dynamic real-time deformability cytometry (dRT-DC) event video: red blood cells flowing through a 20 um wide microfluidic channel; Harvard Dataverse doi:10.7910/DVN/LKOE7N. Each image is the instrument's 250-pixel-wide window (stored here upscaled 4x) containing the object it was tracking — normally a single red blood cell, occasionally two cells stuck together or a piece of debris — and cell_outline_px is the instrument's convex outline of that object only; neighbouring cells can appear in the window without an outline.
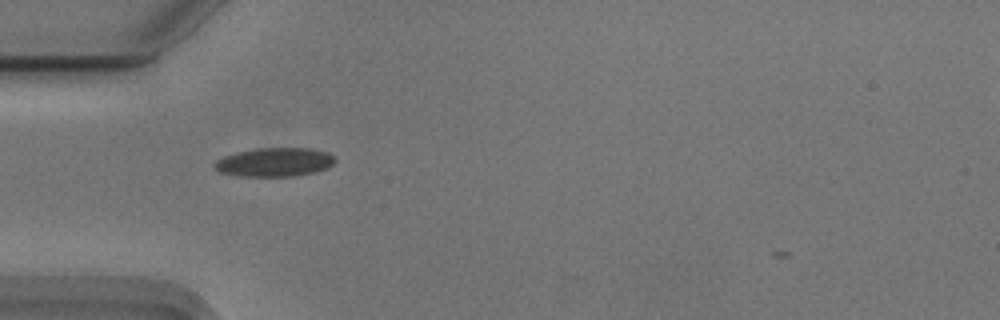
{"species": "Egyptian fruit bat (a non-hibernating species)", "species_latin": "Rousettus aegyptiacus", "temperature_condition": "cold", "stored_images_in_passage": 41, "camera_frame_rate_fps": 3000, "um_per_image_px": 0.085, "animal": {"sex": "male"}, "frame": {"image": 1, "passage_image": 6, "time_ms": 1.667, "image_size_px": [1000, 320], "cell_outline_px": [[336, 160], [332, 164], [324, 168], [312, 172], [292, 176], [240, 176], [220, 172], [212, 164], [216, 160], [224, 156], [240, 152], [260, 148], [312, 148], [328, 152]], "centroid_in_image_um": [23.32, 13.77], "position_along_channel_um": 61.7, "area_um2": 19.88}}
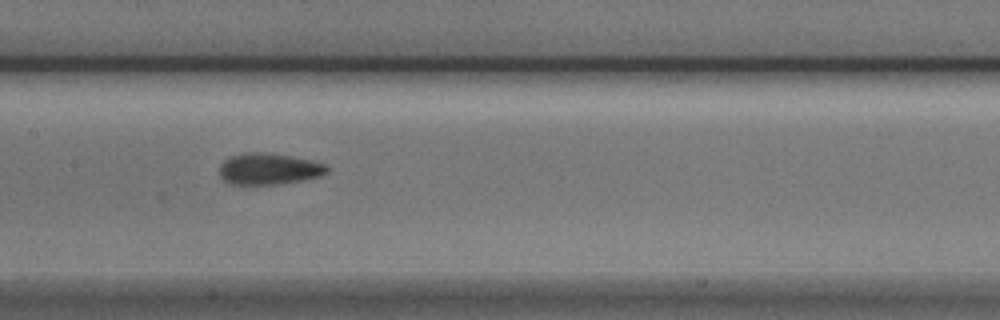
{"frame": {"image": 2, "passage_image": 16, "time_ms": 5.0, "image_size_px": [1000, 320], "cell_outline_px": [[328, 172], [320, 176], [304, 180], [276, 184], [228, 184], [220, 176], [220, 164], [224, 160], [232, 156], [256, 152], [288, 156], [308, 160], [324, 164], [328, 168]], "centroid_in_image_um": [22.83, 14.38], "position_along_channel_um": 184.6, "area_um2": 19.19}}
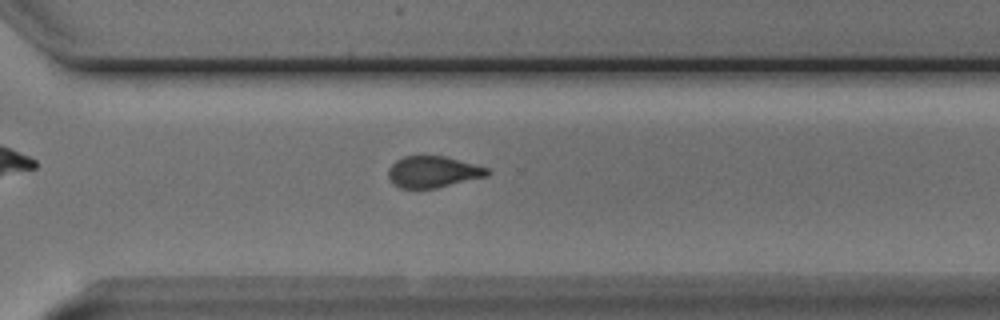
{"frame": {"image": 3, "passage_image": 28, "time_ms": 9.0, "image_size_px": [1000, 320], "cell_outline_px": [[488, 176], [436, 188], [400, 188], [388, 176], [388, 168], [396, 160], [404, 156], [444, 156], [488, 168]], "centroid_in_image_um": [36.8, 14.6], "position_along_channel_um": 333.8, "area_um2": 17.86}}